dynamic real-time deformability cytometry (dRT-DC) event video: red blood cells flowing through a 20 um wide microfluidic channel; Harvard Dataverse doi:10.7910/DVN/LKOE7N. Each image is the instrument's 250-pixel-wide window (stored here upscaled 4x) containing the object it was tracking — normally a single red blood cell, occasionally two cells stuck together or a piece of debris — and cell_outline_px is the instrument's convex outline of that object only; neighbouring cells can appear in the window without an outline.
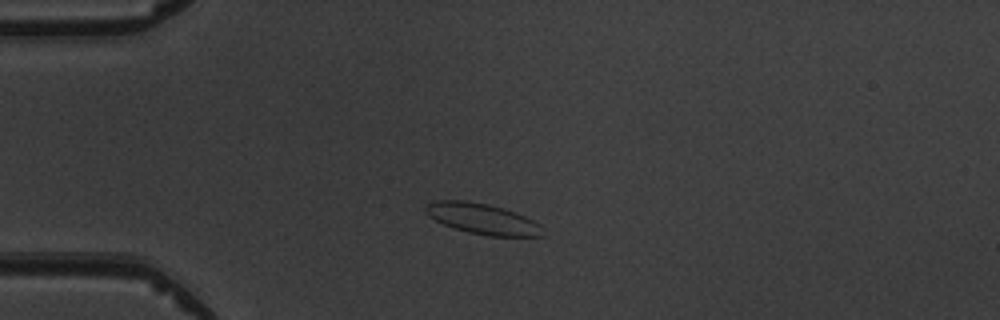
{"species": "common noctule bat (a hibernating species)", "species_latin": "Nyctalus noctula", "temperature_condition": "warm", "stored_images_in_passage": 6, "camera_frame_rate_fps": 3000, "um_per_image_px": 0.085, "animal": {"sex": "male", "body_mass_g": 19.5, "forearm_length_mm": 54.6}, "frame": {"image": 1, "passage_image": 1, "time_ms": 0.0, "image_size_px": [1000, 320], "cell_outline_px": [[544, 236], [488, 236], [468, 232], [444, 224], [428, 216], [424, 212], [424, 204], [432, 200], [464, 200], [488, 204], [504, 208], [524, 216], [540, 224]], "centroid_in_image_um": [40.95, 18.58], "position_along_channel_um": 44.0, "area_um2": 20.98}}
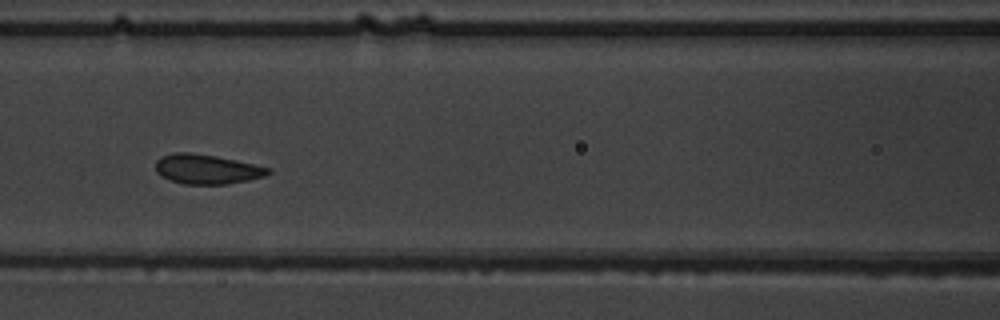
{"frame": {"image": 2, "passage_image": 4, "time_ms": 3.333, "image_size_px": [1000, 320], "cell_outline_px": [[272, 172], [264, 176], [248, 180], [228, 184], [184, 184], [172, 180], [156, 172], [156, 160], [160, 156], [176, 152], [188, 152], [216, 156], [236, 160], [272, 168]], "centroid_in_image_um": [17.6, 14.37], "position_along_channel_um": 149.0, "area_um2": 19.36}}
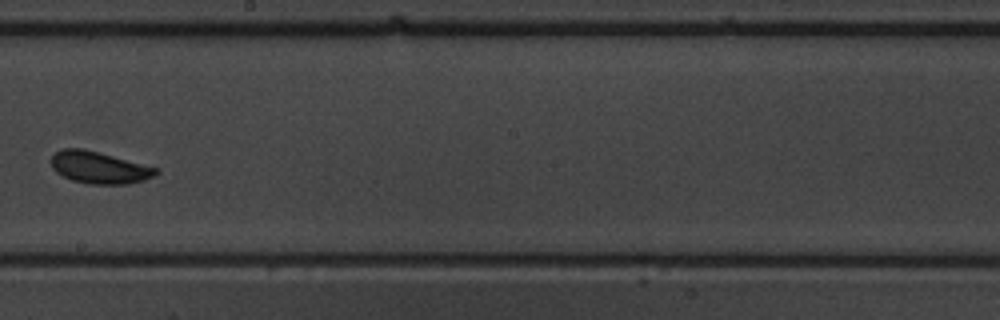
{"frame": {"image": 3, "passage_image": 6, "time_ms": 5.667, "image_size_px": [1000, 320], "cell_outline_px": [[160, 172], [156, 176], [144, 180], [128, 184], [88, 184], [72, 180], [56, 172], [52, 168], [52, 156], [60, 148], [84, 148], [160, 168]], "centroid_in_image_um": [8.48, 14.24], "position_along_channel_um": 239.7, "area_um2": 19.77}}